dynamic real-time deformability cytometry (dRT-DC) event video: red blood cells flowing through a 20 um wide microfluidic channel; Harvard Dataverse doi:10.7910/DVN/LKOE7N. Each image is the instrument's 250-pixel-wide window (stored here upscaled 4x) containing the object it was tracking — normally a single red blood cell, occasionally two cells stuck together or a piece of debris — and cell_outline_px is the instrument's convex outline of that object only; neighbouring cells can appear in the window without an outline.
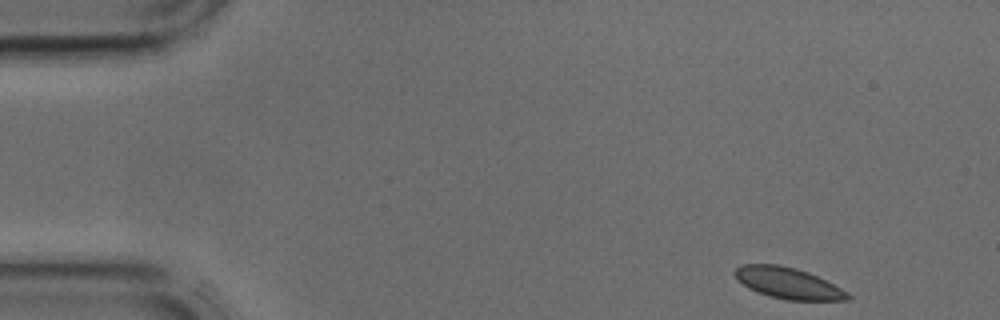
{"species": "common noctule bat (a hibernating species)", "species_latin": "Nyctalus noctula", "temperature_condition": "cold", "stored_images_in_passage": 39, "camera_frame_rate_fps": 3000, "um_per_image_px": 0.085, "animal": {"sex": "male", "body_mass_g": 17.9, "forearm_length_mm": 54.2}, "frame": {"image": 1, "passage_image": 1, "time_ms": 0.0, "image_size_px": [1000, 320], "cell_outline_px": [[852, 296], [848, 300], [784, 300], [768, 296], [748, 288], [736, 280], [732, 272], [736, 268], [744, 264], [776, 264], [796, 268], [808, 272], [848, 292]], "centroid_in_image_um": [66.94, 24.07], "position_along_channel_um": 18.1, "area_um2": 20.52}}
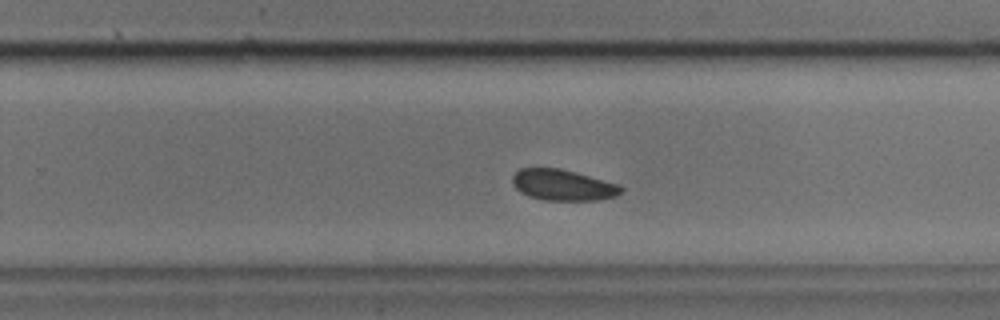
{"frame": {"image": 2, "passage_image": 24, "time_ms": 7.667, "image_size_px": [1000, 320], "cell_outline_px": [[624, 188], [616, 196], [600, 200], [544, 200], [528, 196], [520, 192], [512, 184], [512, 176], [520, 168], [560, 168], [576, 172], [620, 184]], "centroid_in_image_um": [47.85, 15.72], "position_along_channel_um": 282.0, "area_um2": 19.77}}
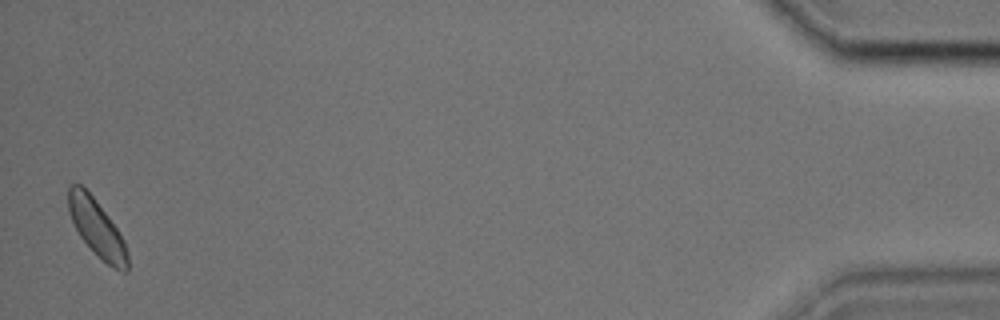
{"frame": {"image": 3, "passage_image": 39, "time_ms": 12.667, "image_size_px": [1000, 320], "cell_outline_px": [[128, 272], [120, 272], [112, 268], [80, 236], [68, 212], [68, 184], [80, 184], [92, 196], [116, 228], [124, 240], [128, 252]], "centroid_in_image_um": [8.24, 19.39], "position_along_channel_um": 427.0, "area_um2": 19.19}}